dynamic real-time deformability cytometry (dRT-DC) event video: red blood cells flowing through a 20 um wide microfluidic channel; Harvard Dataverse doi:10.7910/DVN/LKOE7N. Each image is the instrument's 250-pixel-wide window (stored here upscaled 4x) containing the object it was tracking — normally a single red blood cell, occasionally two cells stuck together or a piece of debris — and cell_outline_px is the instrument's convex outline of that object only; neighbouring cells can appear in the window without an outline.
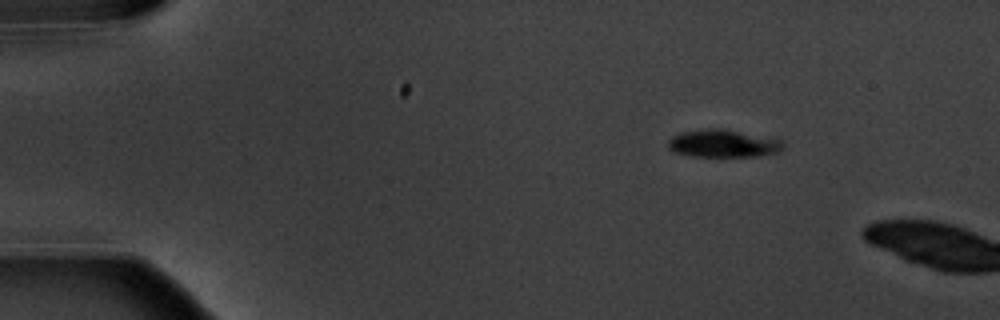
{"species": "common noctule bat (a hibernating species)", "species_latin": "Nyctalus noctula", "temperature_condition": "warm", "stored_images_in_passage": 3, "camera_frame_rate_fps": 3000, "um_per_image_px": 0.085, "animal": {"sex": "male", "body_mass_g": 20.1, "forearm_length_mm": 53.5}, "frame": {"image": 1, "passage_image": 2, "time_ms": 1.0, "image_size_px": [1000, 320], "cell_outline_px": [[784, 148], [776, 152], [760, 156], [692, 156], [676, 152], [668, 148], [668, 140], [672, 136], [684, 132], [708, 128], [724, 128], [784, 140]], "centroid_in_image_um": [61.5, 12.19], "position_along_channel_um": 23.5, "area_um2": 18.55}}